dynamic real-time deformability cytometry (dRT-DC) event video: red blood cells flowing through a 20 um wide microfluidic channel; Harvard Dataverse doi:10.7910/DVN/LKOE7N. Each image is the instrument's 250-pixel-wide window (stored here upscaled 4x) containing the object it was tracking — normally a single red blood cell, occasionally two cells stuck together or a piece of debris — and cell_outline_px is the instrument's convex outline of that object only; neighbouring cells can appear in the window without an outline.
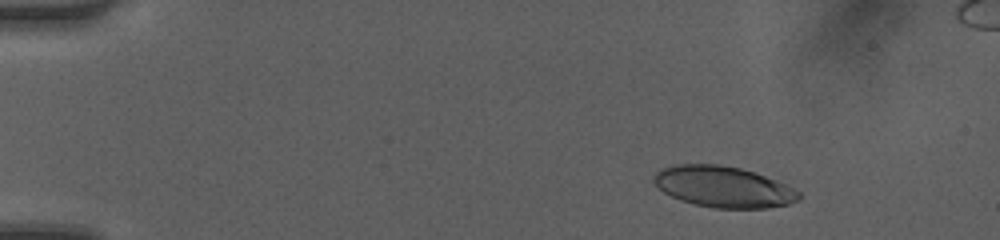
{"species": "human", "species_latin": "Homo sapiens", "temperature_condition": "room temperature", "stored_images_in_passage": 49, "camera_frame_rate_fps": 3000, "um_per_image_px": 0.085, "donor": {"sex": "female"}, "frame": {"image": 1, "passage_image": 7, "time_ms": 2.0, "image_size_px": [1000, 240], "cell_outline_px": [[800, 200], [788, 204], [768, 208], [716, 208], [696, 204], [680, 200], [664, 192], [652, 180], [652, 176], [660, 168], [676, 164], [720, 164], [740, 168], [776, 180], [800, 192]], "centroid_in_image_um": [61.46, 15.87], "position_along_channel_um": 23.5, "area_um2": 34.56}}
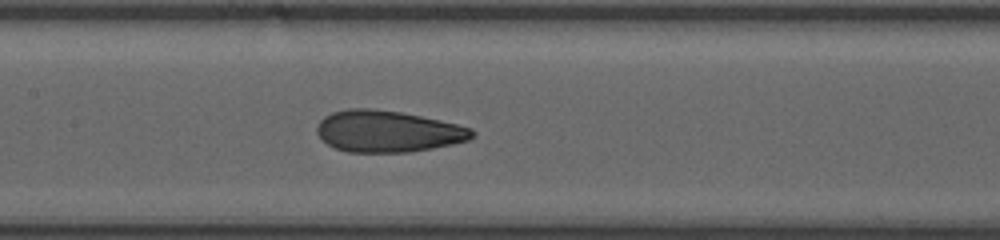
{"frame": {"image": 2, "passage_image": 25, "time_ms": 8.0, "image_size_px": [1000, 240], "cell_outline_px": [[476, 132], [468, 140], [452, 144], [432, 148], [408, 152], [348, 152], [336, 148], [328, 144], [316, 132], [316, 124], [324, 116], [332, 112], [348, 108], [368, 108], [400, 112], [440, 120], [472, 128]], "centroid_in_image_um": [32.94, 11.16], "position_along_channel_um": 174.5, "area_um2": 37.45}}
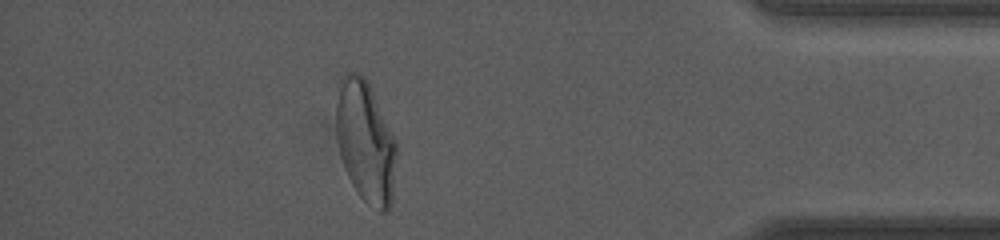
{"frame": {"image": 3, "passage_image": 44, "time_ms": 14.333, "image_size_px": [1000, 240], "cell_outline_px": [[396, 156], [392, 200], [388, 212], [380, 212], [368, 204], [356, 192], [344, 168], [340, 156], [336, 136], [336, 104], [340, 76], [348, 72], [356, 72], [364, 76], [368, 80], [396, 140]], "centroid_in_image_um": [31.06, 12.02], "position_along_channel_um": 404.1, "area_um2": 43.23}, "authors_computed_cell_mechanics": {"area_um2": 37.2232, "velocity_mm_per_s": 4.1979, "shape_relaxation_time_tau1_ms": 6.8217, "shape_relaxation_time_tau2_ms": 1.0075, "deformation_change_tau1": 0.2325, "deformation_change_tau2": 0.0819}}